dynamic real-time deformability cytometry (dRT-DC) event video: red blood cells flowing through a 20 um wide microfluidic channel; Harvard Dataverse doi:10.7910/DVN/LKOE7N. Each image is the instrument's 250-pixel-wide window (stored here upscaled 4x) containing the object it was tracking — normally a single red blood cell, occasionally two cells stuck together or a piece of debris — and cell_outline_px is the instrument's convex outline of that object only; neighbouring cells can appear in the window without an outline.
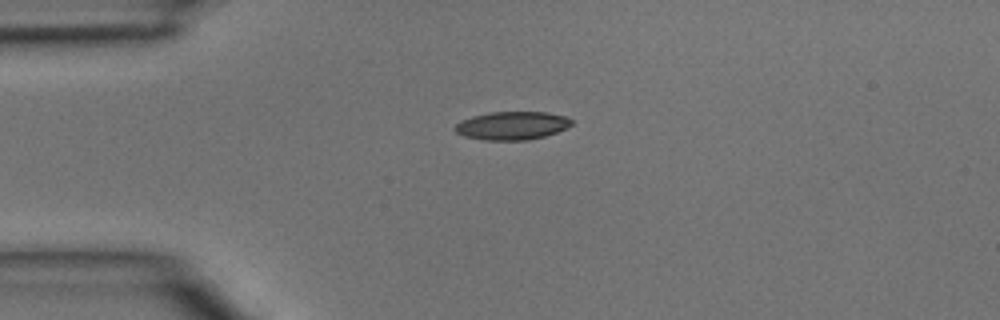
{"species": "common noctule bat (a hibernating species)", "species_latin": "Nyctalus noctula", "temperature_condition": "room temperature", "stored_images_in_passage": 3, "camera_frame_rate_fps": 3000, "um_per_image_px": 0.085, "animal": {"sex": "male", "body_mass_g": 15.6}, "frame": {"image": 1, "passage_image": 1, "time_ms": 0.0, "image_size_px": [1000, 320], "cell_outline_px": [[572, 124], [568, 128], [544, 136], [528, 140], [484, 140], [464, 136], [456, 132], [452, 128], [456, 124], [472, 116], [488, 112], [548, 112], [568, 116], [572, 120]], "centroid_in_image_um": [43.55, 10.67], "position_along_channel_um": 41.5, "area_um2": 19.31}}
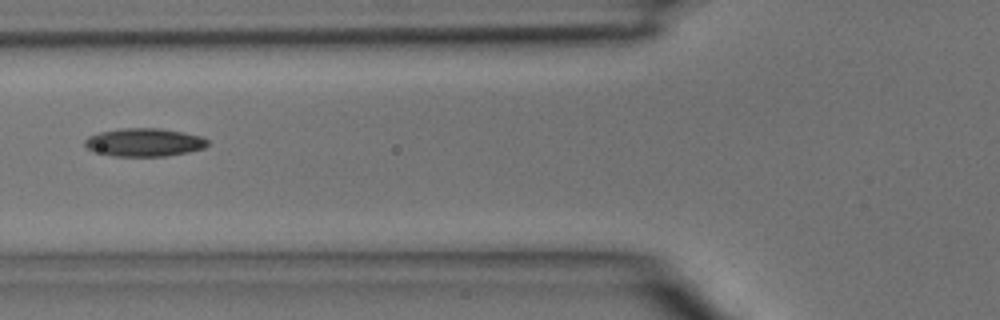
{"frame": {"image": 2, "passage_image": 3, "time_ms": 0.667, "image_size_px": [1000, 320], "cell_outline_px": [[208, 144], [204, 148], [188, 152], [164, 156], [112, 156], [96, 152], [88, 148], [84, 144], [84, 140], [88, 136], [100, 132], [120, 128], [160, 128], [184, 132], [200, 136], [208, 140]], "centroid_in_image_um": [12.25, 12.09], "position_along_channel_um": 113.6, "area_um2": 20.17}}